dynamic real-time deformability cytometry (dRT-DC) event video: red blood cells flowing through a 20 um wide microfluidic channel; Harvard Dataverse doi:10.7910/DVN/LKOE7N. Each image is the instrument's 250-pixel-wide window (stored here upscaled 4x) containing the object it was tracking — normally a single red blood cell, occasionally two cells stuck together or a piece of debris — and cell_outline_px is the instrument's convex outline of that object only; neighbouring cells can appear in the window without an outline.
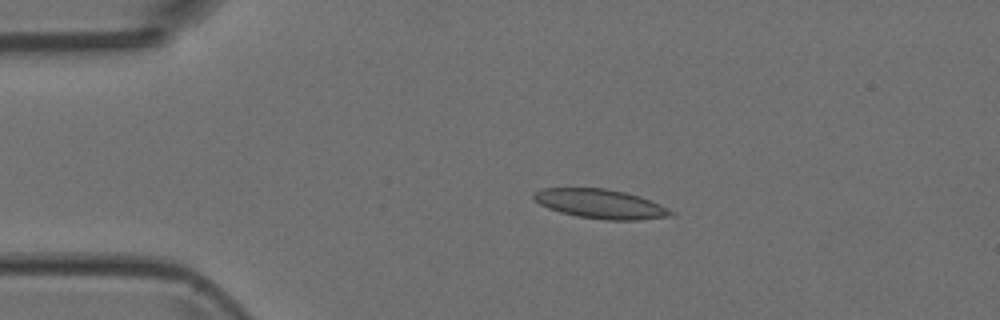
{"species": "Egyptian fruit bat (a non-hibernating species)", "species_latin": "Rousettus aegyptiacus", "temperature_condition": "room temperature", "stored_images_in_passage": 3, "camera_frame_rate_fps": 3000, "um_per_image_px": 0.085, "animal": {"sex": "female"}, "frame": {"image": 1, "passage_image": 2, "time_ms": 0.333, "image_size_px": [1000, 320], "cell_outline_px": [[676, 216], [636, 220], [604, 220], [576, 216], [560, 212], [548, 208], [540, 204], [532, 196], [536, 192], [544, 188], [608, 188], [640, 196], [660, 204], [676, 212]], "centroid_in_image_um": [51.11, 17.34], "position_along_channel_um": 33.9, "area_um2": 23.52}}